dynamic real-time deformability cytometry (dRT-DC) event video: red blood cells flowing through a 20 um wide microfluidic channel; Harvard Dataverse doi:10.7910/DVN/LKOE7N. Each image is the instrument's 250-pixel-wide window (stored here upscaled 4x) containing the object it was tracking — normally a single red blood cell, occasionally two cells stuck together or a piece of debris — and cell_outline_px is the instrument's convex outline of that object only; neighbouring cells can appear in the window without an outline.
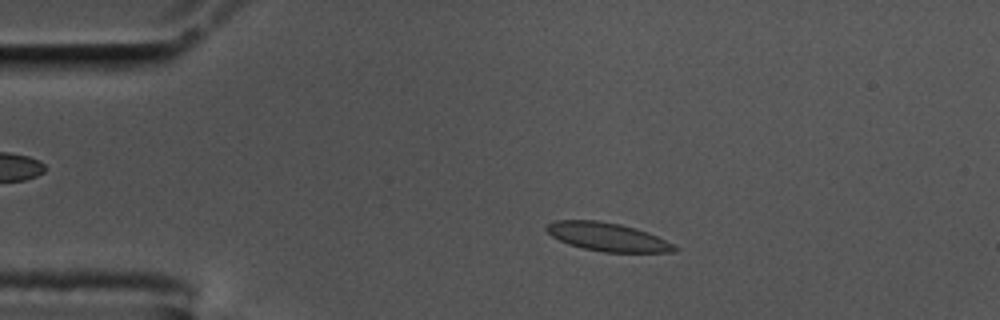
{"species": "common noctule bat (a hibernating species)", "species_latin": "Nyctalus noctula", "temperature_condition": "cold", "stored_images_in_passage": 57, "camera_frame_rate_fps": 3000, "um_per_image_px": 0.085, "animal": {"sex": "male", "body_mass_g": 17.5, "forearm_length_mm": 52.3}, "frame": {"image": 1, "passage_image": 11, "time_ms": 3.333, "image_size_px": [1000, 320], "cell_outline_px": [[680, 248], [676, 252], [604, 252], [584, 248], [568, 244], [552, 236], [544, 228], [548, 224], [556, 220], [596, 220], [620, 224], [636, 228], [648, 232]], "centroid_in_image_um": [51.64, 20.13], "position_along_channel_um": 33.4, "area_um2": 21.04}}
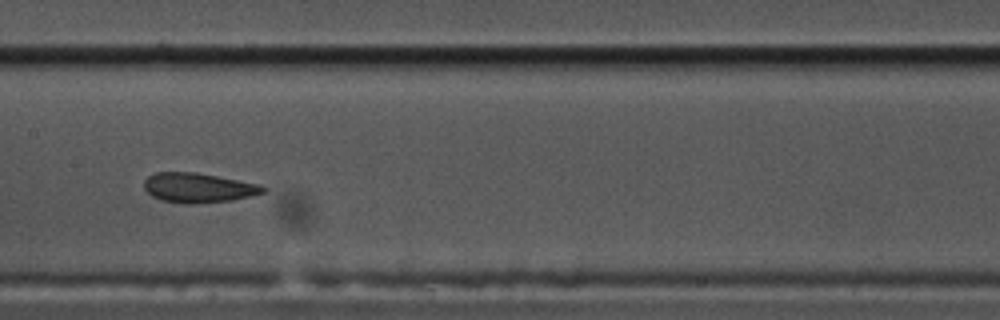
{"frame": {"image": 2, "passage_image": 28, "time_ms": 9.0, "image_size_px": [1000, 320], "cell_outline_px": [[268, 188], [264, 192], [252, 196], [232, 200], [188, 204], [160, 200], [152, 196], [144, 188], [144, 180], [148, 176], [156, 172], [196, 172], [260, 184]], "centroid_in_image_um": [16.86, 15.95], "position_along_channel_um": 190.5, "area_um2": 20.58}}
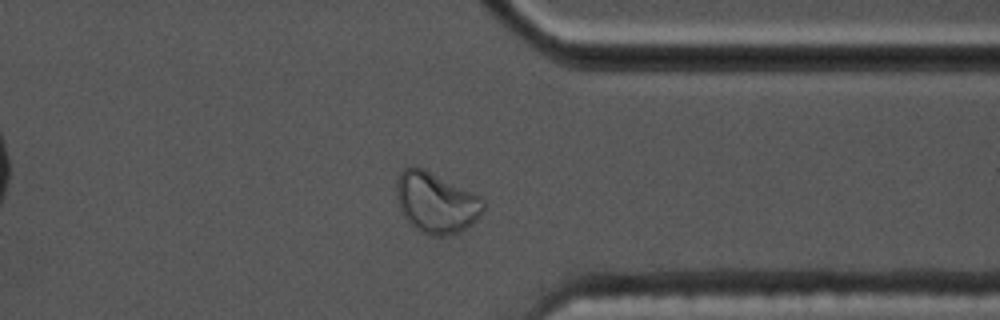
{"frame": {"image": 3, "passage_image": 44, "time_ms": 14.333, "image_size_px": [1000, 320], "cell_outline_px": [[484, 208], [476, 220], [472, 224], [460, 232], [448, 236], [428, 236], [420, 232], [404, 216], [400, 208], [396, 192], [396, 180], [400, 172], [404, 168], [420, 168], [472, 192], [480, 196], [484, 200]], "centroid_in_image_um": [37.07, 17.27], "position_along_channel_um": 374.3, "area_um2": 30.29}, "authors_computed_cell_mechanics": {"area_um2": 20.7502, "velocity_mm_per_s": 3.5138, "shape_relaxation_time_tau1_ms": 8.2338, "shape_relaxation_time_tau2_ms": 0.7584, "deformation_change_tau1": 0.2027, "deformation_change_tau2": 0.0649}}